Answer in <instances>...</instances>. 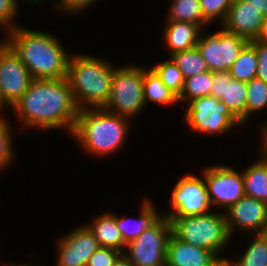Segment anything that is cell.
I'll use <instances>...</instances> for the list:
<instances>
[{"instance_id": "1", "label": "cell", "mask_w": 267, "mask_h": 266, "mask_svg": "<svg viewBox=\"0 0 267 266\" xmlns=\"http://www.w3.org/2000/svg\"><path fill=\"white\" fill-rule=\"evenodd\" d=\"M12 110L28 128H66L68 134H72L79 112L66 78L34 79Z\"/></svg>"}, {"instance_id": "2", "label": "cell", "mask_w": 267, "mask_h": 266, "mask_svg": "<svg viewBox=\"0 0 267 266\" xmlns=\"http://www.w3.org/2000/svg\"><path fill=\"white\" fill-rule=\"evenodd\" d=\"M7 36L34 79L66 78L70 56L55 36L20 26L6 31Z\"/></svg>"}, {"instance_id": "3", "label": "cell", "mask_w": 267, "mask_h": 266, "mask_svg": "<svg viewBox=\"0 0 267 266\" xmlns=\"http://www.w3.org/2000/svg\"><path fill=\"white\" fill-rule=\"evenodd\" d=\"M128 119L104 108H83L78 112L70 135L75 137L89 155L109 156L124 144L130 126Z\"/></svg>"}, {"instance_id": "4", "label": "cell", "mask_w": 267, "mask_h": 266, "mask_svg": "<svg viewBox=\"0 0 267 266\" xmlns=\"http://www.w3.org/2000/svg\"><path fill=\"white\" fill-rule=\"evenodd\" d=\"M114 69L105 59L82 54L70 56L66 79L79 110L106 105Z\"/></svg>"}, {"instance_id": "5", "label": "cell", "mask_w": 267, "mask_h": 266, "mask_svg": "<svg viewBox=\"0 0 267 266\" xmlns=\"http://www.w3.org/2000/svg\"><path fill=\"white\" fill-rule=\"evenodd\" d=\"M172 225V233L184 242L191 245L211 250L219 259L218 254L224 250L230 236L225 213L209 212L183 218H168Z\"/></svg>"}, {"instance_id": "6", "label": "cell", "mask_w": 267, "mask_h": 266, "mask_svg": "<svg viewBox=\"0 0 267 266\" xmlns=\"http://www.w3.org/2000/svg\"><path fill=\"white\" fill-rule=\"evenodd\" d=\"M144 105L143 67L126 65L115 68L110 96L103 108L131 119L143 109Z\"/></svg>"}, {"instance_id": "7", "label": "cell", "mask_w": 267, "mask_h": 266, "mask_svg": "<svg viewBox=\"0 0 267 266\" xmlns=\"http://www.w3.org/2000/svg\"><path fill=\"white\" fill-rule=\"evenodd\" d=\"M184 117L192 131L203 134H220L242 125L224 103L211 95L189 101Z\"/></svg>"}, {"instance_id": "8", "label": "cell", "mask_w": 267, "mask_h": 266, "mask_svg": "<svg viewBox=\"0 0 267 266\" xmlns=\"http://www.w3.org/2000/svg\"><path fill=\"white\" fill-rule=\"evenodd\" d=\"M172 225L162 216L154 225L126 244L124 255L134 266H166V253Z\"/></svg>"}, {"instance_id": "9", "label": "cell", "mask_w": 267, "mask_h": 266, "mask_svg": "<svg viewBox=\"0 0 267 266\" xmlns=\"http://www.w3.org/2000/svg\"><path fill=\"white\" fill-rule=\"evenodd\" d=\"M200 35L196 47L211 72L229 71L243 47L249 42L223 27L216 33Z\"/></svg>"}, {"instance_id": "10", "label": "cell", "mask_w": 267, "mask_h": 266, "mask_svg": "<svg viewBox=\"0 0 267 266\" xmlns=\"http://www.w3.org/2000/svg\"><path fill=\"white\" fill-rule=\"evenodd\" d=\"M170 197L171 208L174 210L168 214L163 213L162 216L183 218L211 212L208 211L212 204L204 177L202 179L190 174L180 178Z\"/></svg>"}, {"instance_id": "11", "label": "cell", "mask_w": 267, "mask_h": 266, "mask_svg": "<svg viewBox=\"0 0 267 266\" xmlns=\"http://www.w3.org/2000/svg\"><path fill=\"white\" fill-rule=\"evenodd\" d=\"M33 80L31 73L13 48L6 41L0 43V87L3 100L10 109Z\"/></svg>"}, {"instance_id": "12", "label": "cell", "mask_w": 267, "mask_h": 266, "mask_svg": "<svg viewBox=\"0 0 267 266\" xmlns=\"http://www.w3.org/2000/svg\"><path fill=\"white\" fill-rule=\"evenodd\" d=\"M212 206L220 205L224 212L244 195L243 173L231 167H208L203 174Z\"/></svg>"}, {"instance_id": "13", "label": "cell", "mask_w": 267, "mask_h": 266, "mask_svg": "<svg viewBox=\"0 0 267 266\" xmlns=\"http://www.w3.org/2000/svg\"><path fill=\"white\" fill-rule=\"evenodd\" d=\"M225 219L230 236L237 227L253 234L267 233V203L244 195L226 210Z\"/></svg>"}, {"instance_id": "14", "label": "cell", "mask_w": 267, "mask_h": 266, "mask_svg": "<svg viewBox=\"0 0 267 266\" xmlns=\"http://www.w3.org/2000/svg\"><path fill=\"white\" fill-rule=\"evenodd\" d=\"M60 239L56 266H86L90 256L100 247L87 225L75 228Z\"/></svg>"}, {"instance_id": "15", "label": "cell", "mask_w": 267, "mask_h": 266, "mask_svg": "<svg viewBox=\"0 0 267 266\" xmlns=\"http://www.w3.org/2000/svg\"><path fill=\"white\" fill-rule=\"evenodd\" d=\"M212 83L211 96L224 103L244 124L247 83L232 79L230 71L212 72Z\"/></svg>"}, {"instance_id": "16", "label": "cell", "mask_w": 267, "mask_h": 266, "mask_svg": "<svg viewBox=\"0 0 267 266\" xmlns=\"http://www.w3.org/2000/svg\"><path fill=\"white\" fill-rule=\"evenodd\" d=\"M166 266H226V261L211 250L184 242L172 233L167 246Z\"/></svg>"}, {"instance_id": "17", "label": "cell", "mask_w": 267, "mask_h": 266, "mask_svg": "<svg viewBox=\"0 0 267 266\" xmlns=\"http://www.w3.org/2000/svg\"><path fill=\"white\" fill-rule=\"evenodd\" d=\"M265 17L249 1L233 2L222 27L248 41L255 40Z\"/></svg>"}, {"instance_id": "18", "label": "cell", "mask_w": 267, "mask_h": 266, "mask_svg": "<svg viewBox=\"0 0 267 266\" xmlns=\"http://www.w3.org/2000/svg\"><path fill=\"white\" fill-rule=\"evenodd\" d=\"M167 22L163 38L167 44V49L171 51L170 56L196 47L200 33H202L199 25L181 21Z\"/></svg>"}, {"instance_id": "19", "label": "cell", "mask_w": 267, "mask_h": 266, "mask_svg": "<svg viewBox=\"0 0 267 266\" xmlns=\"http://www.w3.org/2000/svg\"><path fill=\"white\" fill-rule=\"evenodd\" d=\"M152 203L153 202H150L148 199L143 200V203L141 204L142 207H140L141 211L139 212V218L132 220V222L134 221L133 224L135 226H133L131 220L123 217L120 218V216L118 217V215H116V225L126 244L135 240L141 233L149 229L162 217V215L157 213Z\"/></svg>"}, {"instance_id": "20", "label": "cell", "mask_w": 267, "mask_h": 266, "mask_svg": "<svg viewBox=\"0 0 267 266\" xmlns=\"http://www.w3.org/2000/svg\"><path fill=\"white\" fill-rule=\"evenodd\" d=\"M89 230L98 240L100 247L112 248L122 252L126 247V243L116 225V214L106 213L94 219L90 225L87 224Z\"/></svg>"}, {"instance_id": "21", "label": "cell", "mask_w": 267, "mask_h": 266, "mask_svg": "<svg viewBox=\"0 0 267 266\" xmlns=\"http://www.w3.org/2000/svg\"><path fill=\"white\" fill-rule=\"evenodd\" d=\"M242 173L245 195L267 203V159L262 156Z\"/></svg>"}, {"instance_id": "22", "label": "cell", "mask_w": 267, "mask_h": 266, "mask_svg": "<svg viewBox=\"0 0 267 266\" xmlns=\"http://www.w3.org/2000/svg\"><path fill=\"white\" fill-rule=\"evenodd\" d=\"M143 92L145 105L149 101L162 106L178 102V97L165 86L152 68L143 67Z\"/></svg>"}, {"instance_id": "23", "label": "cell", "mask_w": 267, "mask_h": 266, "mask_svg": "<svg viewBox=\"0 0 267 266\" xmlns=\"http://www.w3.org/2000/svg\"><path fill=\"white\" fill-rule=\"evenodd\" d=\"M169 10L168 21L194 23L201 28L209 24L203 17L200 0H173Z\"/></svg>"}, {"instance_id": "24", "label": "cell", "mask_w": 267, "mask_h": 266, "mask_svg": "<svg viewBox=\"0 0 267 266\" xmlns=\"http://www.w3.org/2000/svg\"><path fill=\"white\" fill-rule=\"evenodd\" d=\"M232 79L249 82L256 77L257 54L255 47L248 42L230 68Z\"/></svg>"}, {"instance_id": "25", "label": "cell", "mask_w": 267, "mask_h": 266, "mask_svg": "<svg viewBox=\"0 0 267 266\" xmlns=\"http://www.w3.org/2000/svg\"><path fill=\"white\" fill-rule=\"evenodd\" d=\"M226 266H267V233L256 234L237 261L226 260Z\"/></svg>"}, {"instance_id": "26", "label": "cell", "mask_w": 267, "mask_h": 266, "mask_svg": "<svg viewBox=\"0 0 267 266\" xmlns=\"http://www.w3.org/2000/svg\"><path fill=\"white\" fill-rule=\"evenodd\" d=\"M212 83V72L206 71L185 78L183 90L178 97L179 100L191 101L196 98L210 96Z\"/></svg>"}, {"instance_id": "27", "label": "cell", "mask_w": 267, "mask_h": 266, "mask_svg": "<svg viewBox=\"0 0 267 266\" xmlns=\"http://www.w3.org/2000/svg\"><path fill=\"white\" fill-rule=\"evenodd\" d=\"M170 58H172L177 64L184 79L193 75L210 71L206 61L201 56L197 47L175 53Z\"/></svg>"}, {"instance_id": "28", "label": "cell", "mask_w": 267, "mask_h": 266, "mask_svg": "<svg viewBox=\"0 0 267 266\" xmlns=\"http://www.w3.org/2000/svg\"><path fill=\"white\" fill-rule=\"evenodd\" d=\"M245 122L254 112L267 108V83L257 77L247 82Z\"/></svg>"}, {"instance_id": "29", "label": "cell", "mask_w": 267, "mask_h": 266, "mask_svg": "<svg viewBox=\"0 0 267 266\" xmlns=\"http://www.w3.org/2000/svg\"><path fill=\"white\" fill-rule=\"evenodd\" d=\"M152 69L161 78L165 86L179 97L183 90L185 79L174 60L171 58L159 65H155Z\"/></svg>"}, {"instance_id": "30", "label": "cell", "mask_w": 267, "mask_h": 266, "mask_svg": "<svg viewBox=\"0 0 267 266\" xmlns=\"http://www.w3.org/2000/svg\"><path fill=\"white\" fill-rule=\"evenodd\" d=\"M232 3L233 0H200L203 17L209 23L219 19V23L222 24Z\"/></svg>"}, {"instance_id": "31", "label": "cell", "mask_w": 267, "mask_h": 266, "mask_svg": "<svg viewBox=\"0 0 267 266\" xmlns=\"http://www.w3.org/2000/svg\"><path fill=\"white\" fill-rule=\"evenodd\" d=\"M5 119L6 118H3V116L0 117V170H3V168L10 166L14 158V150L12 147L13 138L11 137L10 130L11 128Z\"/></svg>"}, {"instance_id": "32", "label": "cell", "mask_w": 267, "mask_h": 266, "mask_svg": "<svg viewBox=\"0 0 267 266\" xmlns=\"http://www.w3.org/2000/svg\"><path fill=\"white\" fill-rule=\"evenodd\" d=\"M122 253L118 250L99 247L88 259L86 266H113Z\"/></svg>"}, {"instance_id": "33", "label": "cell", "mask_w": 267, "mask_h": 266, "mask_svg": "<svg viewBox=\"0 0 267 266\" xmlns=\"http://www.w3.org/2000/svg\"><path fill=\"white\" fill-rule=\"evenodd\" d=\"M18 3V0H0V26H5L7 31L17 26L14 20L18 12Z\"/></svg>"}, {"instance_id": "34", "label": "cell", "mask_w": 267, "mask_h": 266, "mask_svg": "<svg viewBox=\"0 0 267 266\" xmlns=\"http://www.w3.org/2000/svg\"><path fill=\"white\" fill-rule=\"evenodd\" d=\"M256 49L257 73L256 77L267 83V45L259 42H250Z\"/></svg>"}, {"instance_id": "35", "label": "cell", "mask_w": 267, "mask_h": 266, "mask_svg": "<svg viewBox=\"0 0 267 266\" xmlns=\"http://www.w3.org/2000/svg\"><path fill=\"white\" fill-rule=\"evenodd\" d=\"M56 4L58 11L67 12V13H77L82 12L89 5L91 6L95 3L96 0H58Z\"/></svg>"}, {"instance_id": "36", "label": "cell", "mask_w": 267, "mask_h": 266, "mask_svg": "<svg viewBox=\"0 0 267 266\" xmlns=\"http://www.w3.org/2000/svg\"><path fill=\"white\" fill-rule=\"evenodd\" d=\"M249 42H259V43L267 45V17L264 19L260 32L255 38V40H252Z\"/></svg>"}, {"instance_id": "37", "label": "cell", "mask_w": 267, "mask_h": 266, "mask_svg": "<svg viewBox=\"0 0 267 266\" xmlns=\"http://www.w3.org/2000/svg\"><path fill=\"white\" fill-rule=\"evenodd\" d=\"M262 130H261V143L262 144V150H261V154L263 155L264 158L267 159V121L265 122V124L263 123V126L260 127Z\"/></svg>"}, {"instance_id": "38", "label": "cell", "mask_w": 267, "mask_h": 266, "mask_svg": "<svg viewBox=\"0 0 267 266\" xmlns=\"http://www.w3.org/2000/svg\"><path fill=\"white\" fill-rule=\"evenodd\" d=\"M252 5H254L263 17H267V0H248Z\"/></svg>"}, {"instance_id": "39", "label": "cell", "mask_w": 267, "mask_h": 266, "mask_svg": "<svg viewBox=\"0 0 267 266\" xmlns=\"http://www.w3.org/2000/svg\"><path fill=\"white\" fill-rule=\"evenodd\" d=\"M113 266H134V264L124 254H121Z\"/></svg>"}, {"instance_id": "40", "label": "cell", "mask_w": 267, "mask_h": 266, "mask_svg": "<svg viewBox=\"0 0 267 266\" xmlns=\"http://www.w3.org/2000/svg\"><path fill=\"white\" fill-rule=\"evenodd\" d=\"M5 106L6 107H9V106H7V104L3 100V96H2V92H1V87H0V113L3 112V110H4L3 108H5ZM0 115H2V114H0Z\"/></svg>"}, {"instance_id": "41", "label": "cell", "mask_w": 267, "mask_h": 266, "mask_svg": "<svg viewBox=\"0 0 267 266\" xmlns=\"http://www.w3.org/2000/svg\"><path fill=\"white\" fill-rule=\"evenodd\" d=\"M27 1V3H38V2H42V0H24Z\"/></svg>"}, {"instance_id": "42", "label": "cell", "mask_w": 267, "mask_h": 266, "mask_svg": "<svg viewBox=\"0 0 267 266\" xmlns=\"http://www.w3.org/2000/svg\"><path fill=\"white\" fill-rule=\"evenodd\" d=\"M4 265H6V266H32V265H16V264L15 265L14 264H9V265L8 264H4Z\"/></svg>"}, {"instance_id": "43", "label": "cell", "mask_w": 267, "mask_h": 266, "mask_svg": "<svg viewBox=\"0 0 267 266\" xmlns=\"http://www.w3.org/2000/svg\"><path fill=\"white\" fill-rule=\"evenodd\" d=\"M248 1V0H233V2Z\"/></svg>"}]
</instances>
